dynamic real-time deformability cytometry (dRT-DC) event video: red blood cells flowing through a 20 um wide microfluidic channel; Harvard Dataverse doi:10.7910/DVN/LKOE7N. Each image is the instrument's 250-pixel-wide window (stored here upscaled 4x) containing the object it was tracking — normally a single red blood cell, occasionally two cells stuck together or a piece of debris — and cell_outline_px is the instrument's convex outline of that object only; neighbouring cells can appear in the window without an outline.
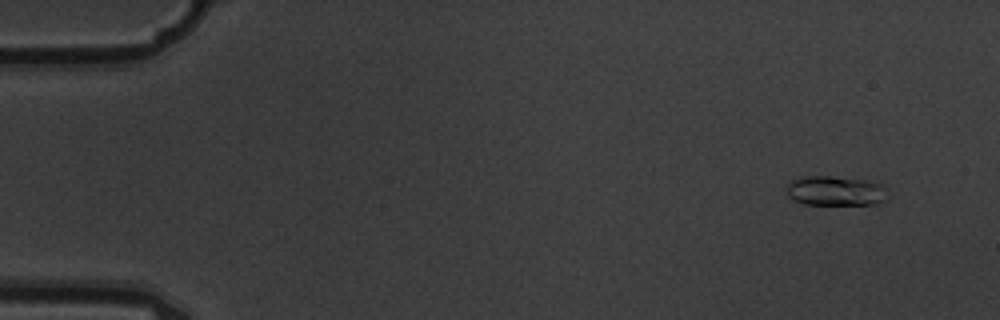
{"species": "common noctule bat (a hibernating species)", "species_latin": "Nyctalus noctula", "temperature_condition": "warm", "stored_images_in_passage": 5, "camera_frame_rate_fps": 3000, "um_per_image_px": 0.085, "animal": {"sex": "male", "body_mass_g": 19.5, "forearm_length_mm": 54.6}, "frame": {"image": 1, "passage_image": 2, "time_ms": 0.333, "image_size_px": [1000, 320], "cell_outline_px": [[888, 188], [884, 200], [876, 204], [804, 204], [792, 200], [788, 196], [788, 184], [792, 180], [808, 176], [832, 176], [872, 180]], "centroid_in_image_um": [71.05, 16.21], "position_along_channel_um": 14.0, "area_um2": 17.57}}